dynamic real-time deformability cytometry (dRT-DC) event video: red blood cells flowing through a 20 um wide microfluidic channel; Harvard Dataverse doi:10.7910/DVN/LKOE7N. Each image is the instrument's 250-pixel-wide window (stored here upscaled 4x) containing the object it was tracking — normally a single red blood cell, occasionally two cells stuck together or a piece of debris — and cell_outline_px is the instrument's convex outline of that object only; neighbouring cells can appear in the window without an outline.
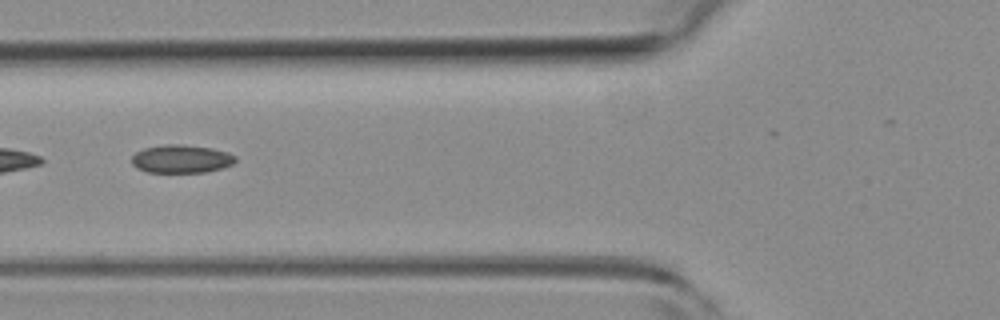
{"species": "common noctule bat (a hibernating species)", "species_latin": "Nyctalus noctula", "temperature_condition": "room temperature", "stored_images_in_passage": 8, "segment_of_instrument_passage": [2, 2], "camera_frame_rate_fps": 3000, "um_per_image_px": 0.085, "animal": {"sex": "female", "body_mass_g": 19.3, "forearm_length_mm": 54.1}, "frame": {"image": 1, "passage_image": 5, "time_ms": 1.333, "image_size_px": [1000, 320], "cell_outline_px": [[236, 160], [232, 164], [224, 168], [204, 172], [148, 172], [136, 168], [132, 164], [132, 156], [136, 152], [144, 148], [164, 144], [184, 144], [212, 148], [228, 152], [236, 156]], "centroid_in_image_um": [15.42, 13.5], "position_along_channel_um": 110.4, "area_um2": 17.17}}
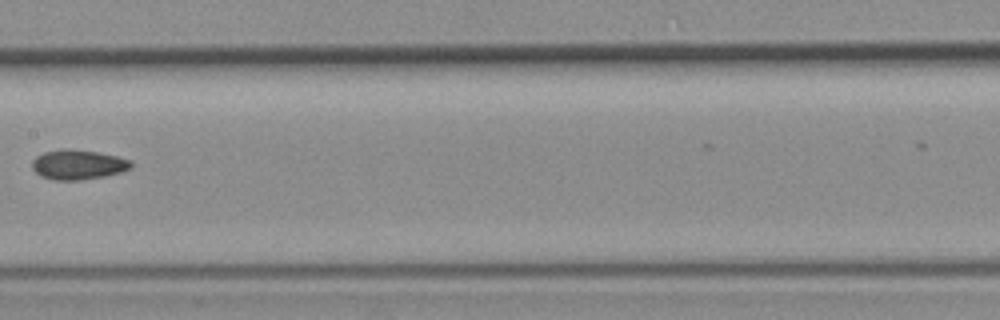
{"frame": {"image": 2, "passage_image": 7, "time_ms": 2.0, "image_size_px": [1000, 320], "cell_outline_px": [[132, 168], [120, 172], [104, 176], [80, 180], [52, 180], [40, 176], [32, 168], [32, 160], [36, 156], [44, 152], [60, 148], [68, 148], [96, 152], [116, 156], [132, 160]], "centroid_in_image_um": [6.61, 13.99], "position_along_channel_um": 200.8, "area_um2": 17.28}}
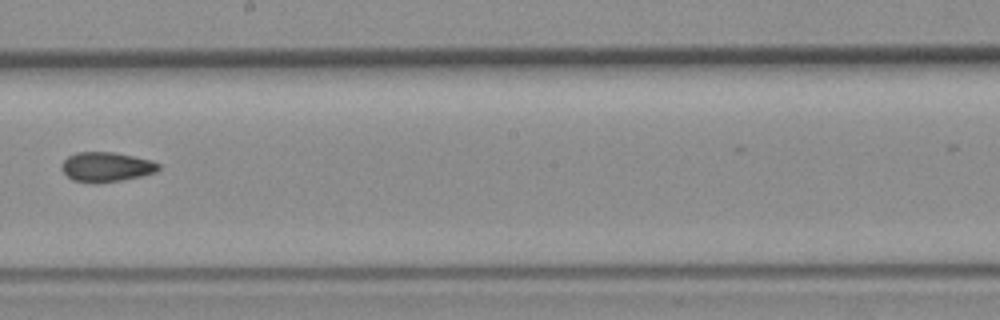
{"frame": {"image": 3, "passage_image": 8, "time_ms": 2.333, "image_size_px": [1000, 320], "cell_outline_px": [[160, 168], [156, 172], [140, 176], [120, 180], [96, 184], [92, 184], [72, 180], [60, 168], [60, 164], [68, 156], [76, 152], [116, 152], [152, 160], [160, 164]], "centroid_in_image_um": [9.02, 14.19], "position_along_channel_um": 239.2, "area_um2": 16.99}}